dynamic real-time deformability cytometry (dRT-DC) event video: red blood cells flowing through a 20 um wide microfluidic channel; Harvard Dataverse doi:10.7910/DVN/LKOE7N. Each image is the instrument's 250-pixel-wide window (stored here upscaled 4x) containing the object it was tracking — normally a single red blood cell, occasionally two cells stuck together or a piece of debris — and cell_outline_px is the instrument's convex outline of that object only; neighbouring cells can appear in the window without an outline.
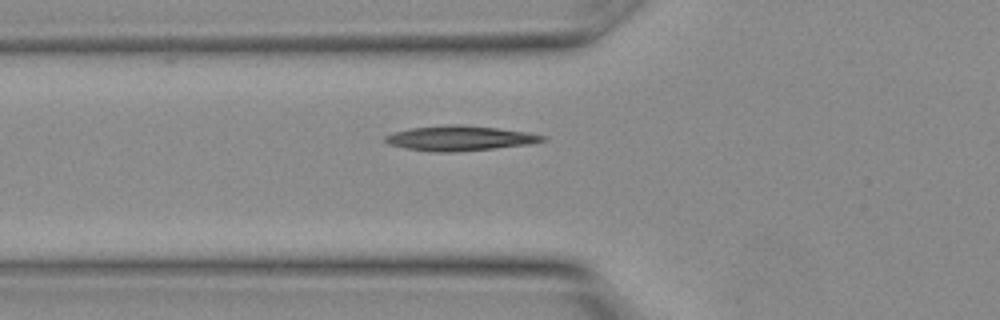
{"species": "Egyptian fruit bat (a non-hibernating species)", "species_latin": "Rousettus aegyptiacus", "temperature_condition": "warm", "stored_images_in_passage": 6, "camera_frame_rate_fps": 3000, "um_per_image_px": 0.085, "animal": {"sex": "female"}, "frame": {"image": 1, "passage_image": 2, "time_ms": 0.333, "image_size_px": [1000, 320], "cell_outline_px": [[548, 140], [532, 144], [452, 152], [428, 152], [404, 148], [388, 144], [384, 140], [384, 136], [396, 132], [412, 128], [448, 124], [456, 124], [496, 128], [528, 132], [548, 136]], "centroid_in_image_um": [39.11, 11.75], "position_along_channel_um": 86.7, "area_um2": 22.89}}
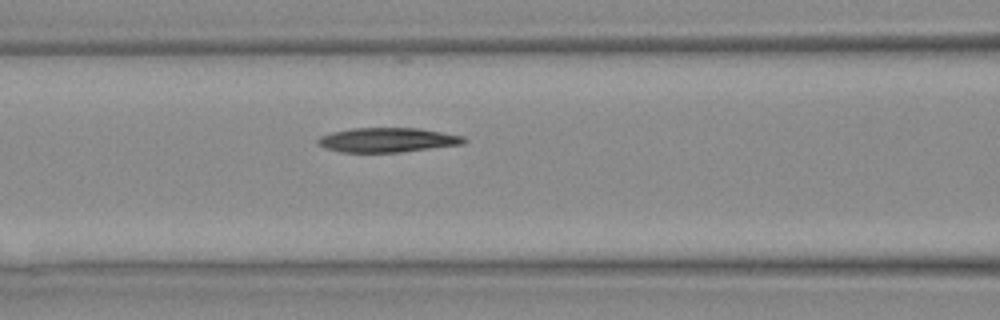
{"frame": {"image": 2, "passage_image": 4, "time_ms": 1.0, "image_size_px": [1000, 320], "cell_outline_px": [[468, 140], [464, 144], [400, 152], [340, 152], [324, 148], [316, 144], [316, 140], [320, 136], [332, 132], [352, 128], [420, 128], [464, 136]], "centroid_in_image_um": [32.92, 11.9], "position_along_channel_um": 133.7, "area_um2": 20.98}}
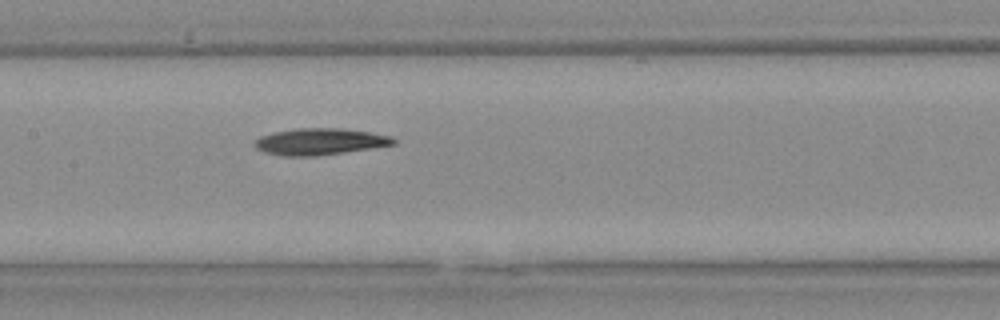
{"frame": {"image": 3, "passage_image": 6, "time_ms": 1.667, "image_size_px": [1000, 320], "cell_outline_px": [[396, 144], [344, 152], [316, 156], [284, 156], [264, 152], [256, 148], [252, 144], [260, 136], [276, 132], [296, 128], [344, 128], [368, 132], [388, 136], [396, 140]], "centroid_in_image_um": [27.15, 12.04], "position_along_channel_um": 180.3, "area_um2": 21.33}}